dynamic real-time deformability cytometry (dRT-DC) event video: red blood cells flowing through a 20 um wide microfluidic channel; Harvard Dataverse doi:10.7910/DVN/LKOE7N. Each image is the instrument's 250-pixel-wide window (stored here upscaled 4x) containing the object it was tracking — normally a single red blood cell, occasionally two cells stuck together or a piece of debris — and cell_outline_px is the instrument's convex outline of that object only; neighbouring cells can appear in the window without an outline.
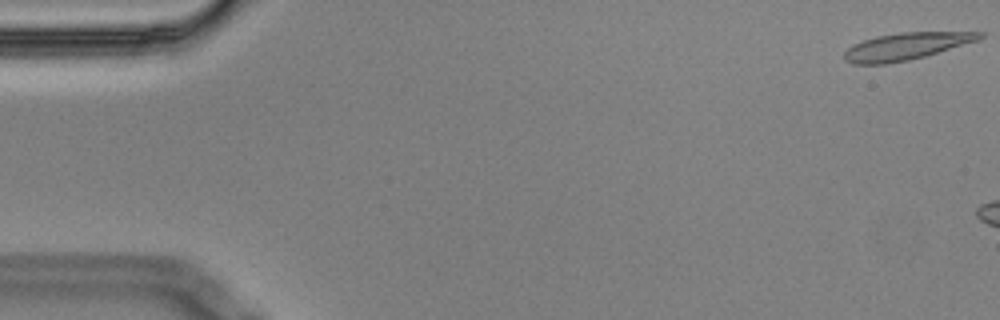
{"species": "Egyptian fruit bat (a non-hibernating species)", "species_latin": "Rousettus aegyptiacus", "temperature_condition": "cold", "stored_images_in_passage": 3, "camera_frame_rate_fps": 3000, "um_per_image_px": 0.085, "animal": {"sex": "male"}, "frame": {"image": 1, "passage_image": 1, "time_ms": 0.0, "image_size_px": [1000, 320], "cell_outline_px": [[984, 36], [980, 40], [924, 56], [908, 60], [888, 64], [852, 64], [844, 60], [844, 52], [852, 44], [876, 36], [900, 32], [984, 32]], "centroid_in_image_um": [77.0, 3.94], "position_along_channel_um": 8.0, "area_um2": 21.39}}